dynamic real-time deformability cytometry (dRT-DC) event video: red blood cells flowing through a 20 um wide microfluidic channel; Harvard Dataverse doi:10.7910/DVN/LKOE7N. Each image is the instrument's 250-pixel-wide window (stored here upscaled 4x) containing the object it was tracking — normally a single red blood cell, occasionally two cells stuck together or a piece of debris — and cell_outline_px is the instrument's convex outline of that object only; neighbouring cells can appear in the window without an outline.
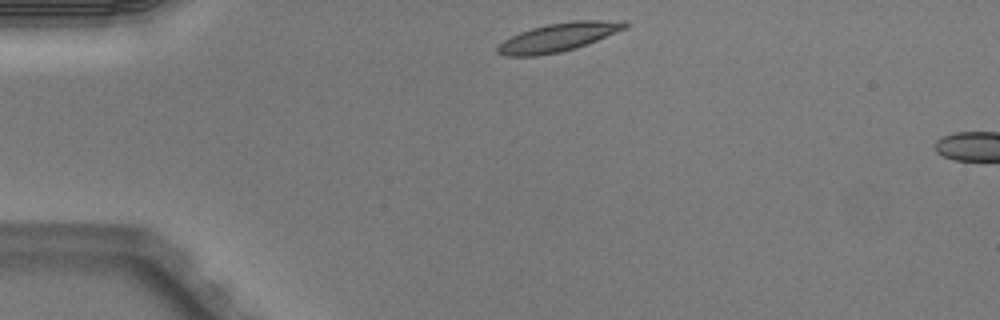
{"species": "Egyptian fruit bat (a non-hibernating species)", "species_latin": "Rousettus aegyptiacus", "temperature_condition": "warm", "stored_images_in_passage": 2, "camera_frame_rate_fps": 3000, "um_per_image_px": 0.085, "animal": {"sex": "male"}, "frame": {"image": 1, "passage_image": 1, "time_ms": 0.0, "image_size_px": [1000, 320], "cell_outline_px": [[628, 24], [624, 28], [588, 44], [576, 48], [560, 52], [536, 56], [504, 56], [496, 52], [496, 48], [504, 40], [520, 32], [532, 28], [548, 24], [572, 20], [628, 20]], "centroid_in_image_um": [47.45, 3.16], "position_along_channel_um": 37.5, "area_um2": 21.1}}